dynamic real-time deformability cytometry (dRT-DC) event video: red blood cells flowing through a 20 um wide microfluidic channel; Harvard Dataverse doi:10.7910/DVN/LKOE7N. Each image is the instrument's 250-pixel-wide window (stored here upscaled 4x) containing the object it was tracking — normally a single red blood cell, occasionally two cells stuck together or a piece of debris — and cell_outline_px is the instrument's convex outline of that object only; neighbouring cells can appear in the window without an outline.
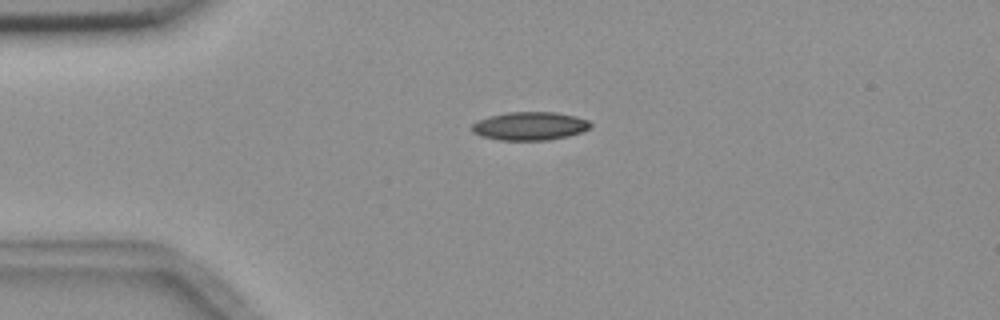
{"species": "common noctule bat (a hibernating species)", "species_latin": "Nyctalus noctula", "temperature_condition": "room temperature", "stored_images_in_passage": 4, "camera_frame_rate_fps": 3000, "um_per_image_px": 0.085, "animal": {"sex": "female", "body_mass_g": 18.4}, "frame": {"image": 1, "passage_image": 2, "time_ms": 1.0, "image_size_px": [1000, 320], "cell_outline_px": [[592, 124], [588, 128], [580, 132], [568, 136], [548, 140], [500, 140], [480, 136], [472, 132], [472, 124], [476, 120], [488, 116], [508, 112], [556, 112], [576, 116], [588, 120]], "centroid_in_image_um": [45.0, 10.71], "position_along_channel_um": 40.0, "area_um2": 19.65}}